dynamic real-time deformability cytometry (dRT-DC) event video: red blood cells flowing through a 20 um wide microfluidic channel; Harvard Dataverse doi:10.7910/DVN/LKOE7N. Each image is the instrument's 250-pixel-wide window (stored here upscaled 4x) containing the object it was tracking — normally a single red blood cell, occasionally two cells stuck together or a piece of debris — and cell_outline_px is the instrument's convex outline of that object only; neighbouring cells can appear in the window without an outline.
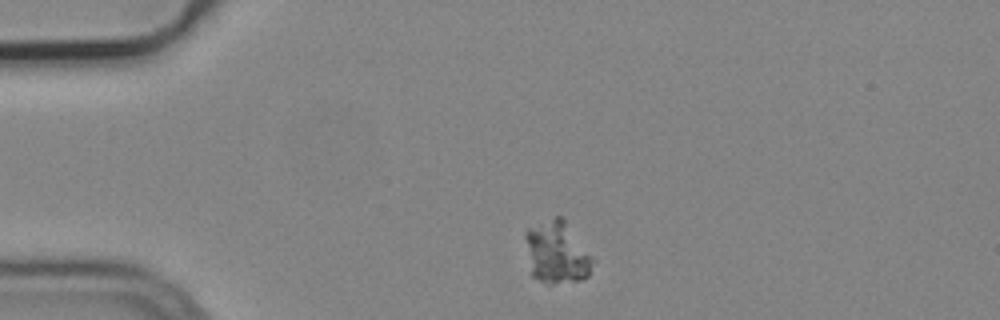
{"species": "common noctule bat (a hibernating species)", "species_latin": "Nyctalus noctula", "temperature_condition": "cold", "stored_images_in_passage": 3, "camera_frame_rate_fps": 3000, "um_per_image_px": 0.085, "animal": {"sex": "male", "body_mass_g": 19.2, "forearm_length_mm": 51.8}, "frame": {"image": 1, "passage_image": 1, "time_ms": 0.0, "image_size_px": [1000, 320], "cell_outline_px": [[596, 260], [588, 276], [580, 280], [552, 284], [540, 280], [532, 276], [524, 236], [528, 228], [556, 216], [564, 216]], "centroid_in_image_um": [47.38, 21.44], "position_along_channel_um": 37.6, "area_um2": 24.8}}
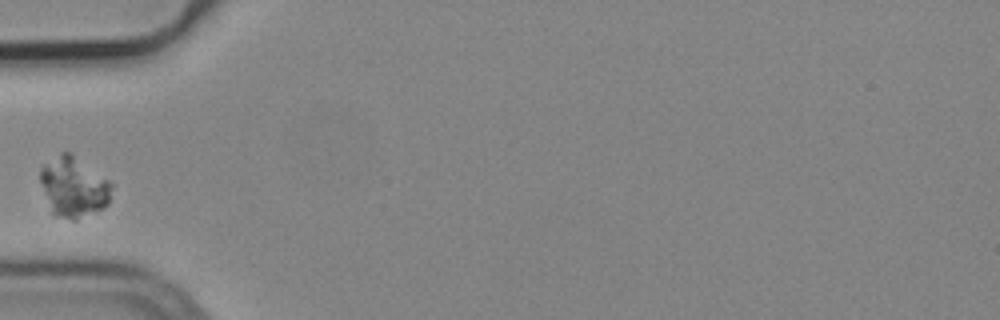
{"frame": {"image": 2, "passage_image": 3, "time_ms": 0.667, "image_size_px": [1000, 320], "cell_outline_px": [[112, 184], [108, 204], [76, 220], [72, 220], [56, 216], [52, 212], [40, 180], [40, 168], [44, 164], [60, 152], [68, 152], [108, 180]], "centroid_in_image_um": [6.23, 15.9], "position_along_channel_um": 78.8, "area_um2": 24.28}}